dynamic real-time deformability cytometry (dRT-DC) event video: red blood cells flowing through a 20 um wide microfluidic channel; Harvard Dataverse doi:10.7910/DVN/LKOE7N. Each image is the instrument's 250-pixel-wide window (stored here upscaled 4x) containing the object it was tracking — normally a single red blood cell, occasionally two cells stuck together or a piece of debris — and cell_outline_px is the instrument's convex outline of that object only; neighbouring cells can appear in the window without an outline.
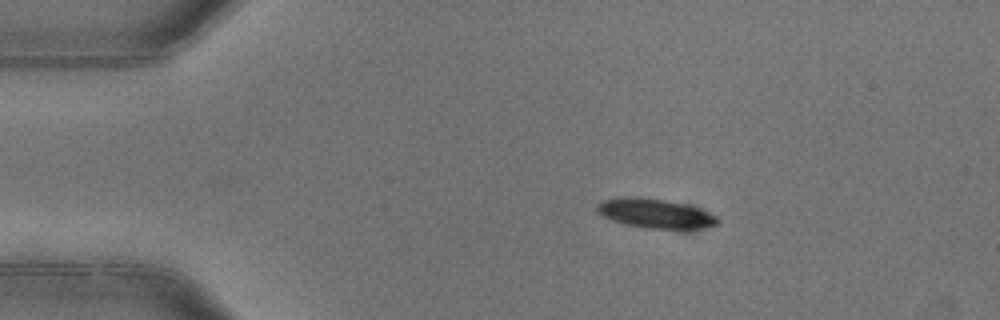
{"species": "common noctule bat (a hibernating species)", "species_latin": "Nyctalus noctula", "temperature_condition": "warm", "stored_images_in_passage": 5, "camera_frame_rate_fps": 3000, "um_per_image_px": 0.085, "animal": {"sex": "female"}, "frame": {"image": 1, "passage_image": 2, "time_ms": 0.333, "image_size_px": [1000, 320], "cell_outline_px": [[720, 224], [696, 228], [648, 228], [628, 224], [604, 216], [596, 212], [596, 204], [604, 200], [620, 196], [640, 196], [664, 200], [684, 204], [696, 208], [716, 216], [720, 220]], "centroid_in_image_um": [55.65, 18.11], "position_along_channel_um": 29.3, "area_um2": 20.23}}
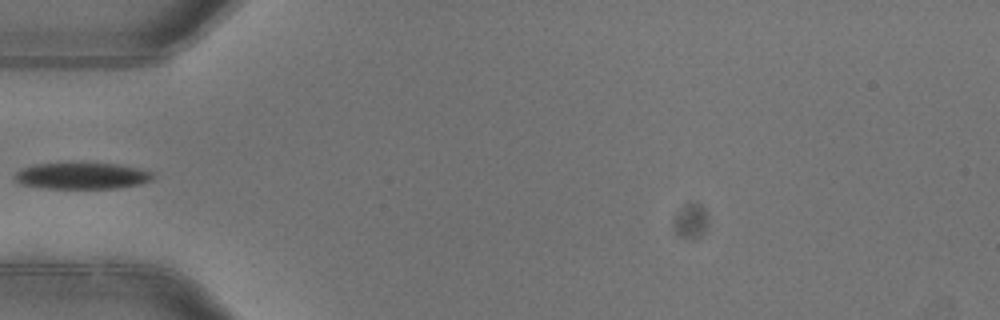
{"frame": {"image": 2, "passage_image": 4, "time_ms": 1.0, "image_size_px": [1000, 320], "cell_outline_px": [[156, 176], [152, 180], [140, 184], [116, 188], [44, 188], [20, 184], [16, 180], [16, 172], [32, 164], [72, 160], [120, 164], [140, 168], [152, 172]], "centroid_in_image_um": [6.99, 14.89], "position_along_channel_um": 78.0, "area_um2": 22.31}}